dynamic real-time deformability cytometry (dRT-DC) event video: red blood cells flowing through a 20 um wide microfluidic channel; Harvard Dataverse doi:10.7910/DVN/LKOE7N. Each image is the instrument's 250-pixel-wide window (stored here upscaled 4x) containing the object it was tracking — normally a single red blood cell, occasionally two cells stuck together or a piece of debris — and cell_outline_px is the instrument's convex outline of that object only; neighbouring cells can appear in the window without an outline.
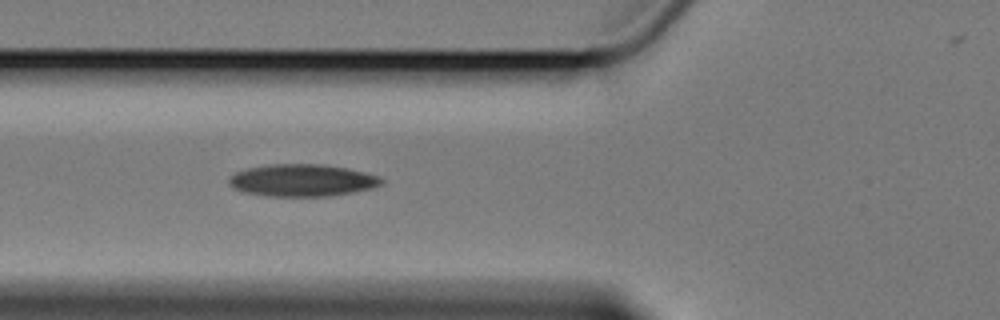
{"species": "Egyptian fruit bat (a non-hibernating species)", "species_latin": "Rousettus aegyptiacus", "temperature_condition": "cold", "stored_images_in_passage": 4, "camera_frame_rate_fps": 3000, "um_per_image_px": 0.085, "animal": {"sex": "female"}, "frame": {"image": 1, "passage_image": 3, "time_ms": 2.333, "image_size_px": [1000, 320], "cell_outline_px": [[384, 184], [372, 188], [352, 192], [328, 196], [268, 196], [244, 192], [232, 188], [228, 184], [228, 176], [236, 172], [248, 168], [268, 164], [324, 164], [348, 168], [380, 176], [384, 180]], "centroid_in_image_um": [25.68, 15.32], "position_along_channel_um": 100.1, "area_um2": 28.84}}